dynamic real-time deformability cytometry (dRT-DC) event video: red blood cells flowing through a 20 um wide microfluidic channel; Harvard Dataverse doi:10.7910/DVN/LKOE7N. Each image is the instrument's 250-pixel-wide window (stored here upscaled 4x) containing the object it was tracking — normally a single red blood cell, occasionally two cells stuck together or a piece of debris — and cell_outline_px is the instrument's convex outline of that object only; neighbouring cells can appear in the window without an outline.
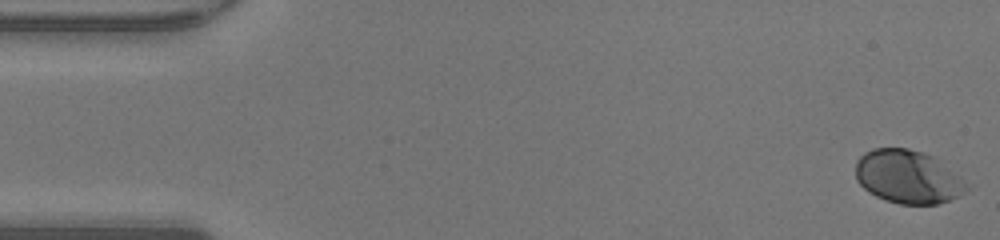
{"species": "human", "species_latin": "Homo sapiens", "temperature_condition": "warm", "stored_images_in_passage": 48, "camera_frame_rate_fps": 3000, "um_per_image_px": 0.085, "donor": {"sex": "male"}, "frame": {"image": 1, "passage_image": 1, "time_ms": 0.0, "image_size_px": [1000, 240], "cell_outline_px": [[968, 188], [960, 196], [936, 204], [900, 204], [884, 200], [868, 192], [856, 180], [856, 160], [864, 152], [872, 148], [908, 148], [924, 152], [932, 156], [960, 176]], "centroid_in_image_um": [77.13, 15.02], "position_along_channel_um": 7.9, "area_um2": 34.45}}
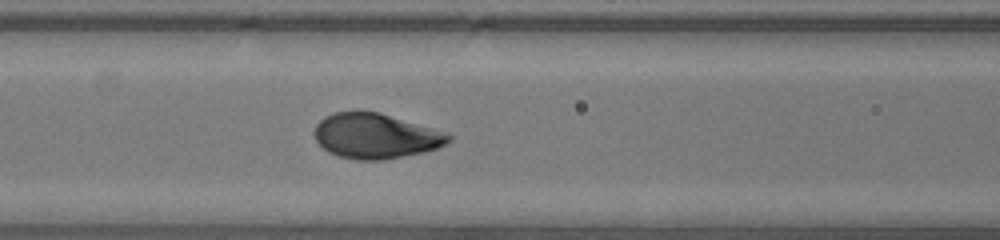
{"frame": {"image": 2, "passage_image": 20, "time_ms": 6.333, "image_size_px": [1000, 240], "cell_outline_px": [[452, 140], [436, 148], [424, 152], [384, 160], [360, 160], [340, 156], [328, 152], [316, 140], [312, 132], [316, 124], [324, 116], [332, 112], [360, 108], [380, 112], [452, 132]], "centroid_in_image_um": [31.95, 11.5], "position_along_channel_um": 134.7, "area_um2": 36.41}}
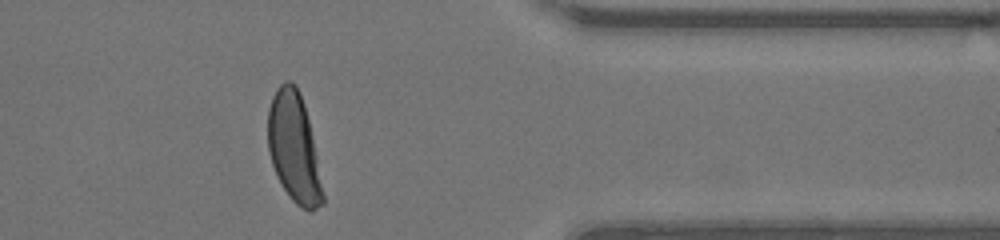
{"frame": {"image": 3, "passage_image": 39, "time_ms": 12.667, "image_size_px": [1000, 240], "cell_outline_px": [[324, 204], [312, 212], [308, 212], [296, 204], [292, 200], [276, 176], [272, 164], [268, 148], [268, 108], [272, 96], [276, 88], [284, 80], [292, 80], [296, 84], [300, 92], [304, 104], [308, 120], [316, 156], [324, 196]], "centroid_in_image_um": [24.97, 12.55], "position_along_channel_um": 386.4, "area_um2": 34.97}, "authors_computed_cell_mechanics": {"area_um2": 35.4892, "velocity_mm_per_s": 4.2917, "shape_relaxation_time_tau1_ms": 2.142, "shape_relaxation_time_tau2_ms": null, "deformation_change_tau1": 0.1602, "deformation_change_tau2": null}}